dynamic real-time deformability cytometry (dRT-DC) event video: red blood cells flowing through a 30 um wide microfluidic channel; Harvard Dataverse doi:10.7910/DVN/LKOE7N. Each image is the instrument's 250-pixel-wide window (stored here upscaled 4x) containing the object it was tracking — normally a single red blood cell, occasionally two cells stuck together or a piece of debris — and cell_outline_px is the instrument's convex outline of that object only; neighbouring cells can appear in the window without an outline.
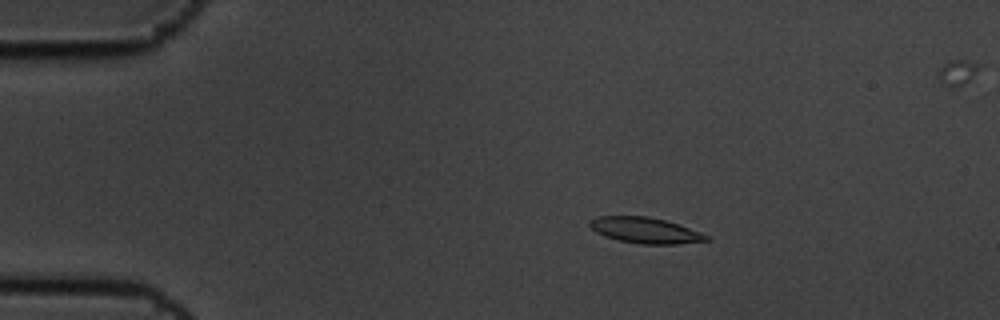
{"species": "common noctule bat (a hibernating species)", "species_latin": "Nyctalus noctula", "temperature_condition": "cold", "stored_images_in_passage": 6, "camera_frame_rate_fps": 3000, "um_per_image_px": 0.085, "animal": {"sex": "male", "body_mass_g": 19.5, "forearm_length_mm": 54.6}, "frame": {"image": 1, "passage_image": 4, "time_ms": 1.0, "image_size_px": [1000, 320], "cell_outline_px": [[712, 240], [676, 244], [640, 244], [620, 240], [604, 236], [596, 232], [588, 224], [588, 220], [596, 216], [648, 216], [664, 220], [700, 232], [708, 236]], "centroid_in_image_um": [54.8, 19.57], "position_along_channel_um": 30.2, "area_um2": 17.46}}